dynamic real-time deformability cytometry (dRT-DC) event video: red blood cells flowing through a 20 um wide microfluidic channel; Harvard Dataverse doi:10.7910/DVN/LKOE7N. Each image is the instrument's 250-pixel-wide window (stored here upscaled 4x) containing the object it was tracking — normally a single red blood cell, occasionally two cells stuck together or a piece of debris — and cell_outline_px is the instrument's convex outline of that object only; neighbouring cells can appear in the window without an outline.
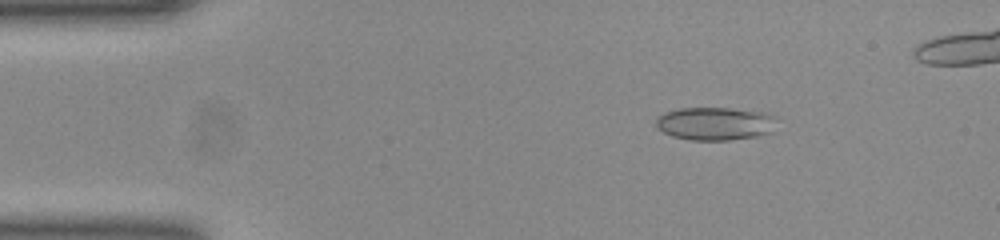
{"species": "common noctule bat (a hibernating species)", "species_latin": "Nyctalus noctula", "temperature_condition": "room temperature", "stored_images_in_passage": 44, "camera_frame_rate_fps": 3000, "um_per_image_px": 0.085, "animal": {"sex": "female", "body_mass_g": 23.0, "forearm_length_mm": 53.4}, "frame": {"image": 1, "passage_image": 3, "time_ms": 0.667, "image_size_px": [1000, 240], "cell_outline_px": [[776, 132], [756, 136], [728, 140], [692, 140], [672, 136], [656, 128], [656, 116], [664, 112], [680, 108], [732, 108], [768, 112], [776, 116]], "centroid_in_image_um": [60.84, 10.5], "position_along_channel_um": 24.2, "area_um2": 23.81}}
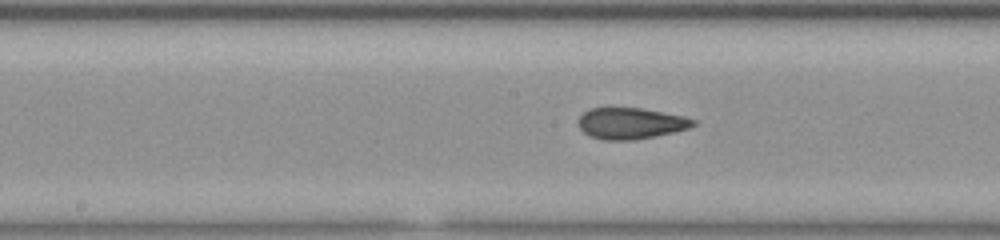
{"frame": {"image": 2, "passage_image": 21, "time_ms": 6.667, "image_size_px": [1000, 240], "cell_outline_px": [[696, 124], [688, 128], [672, 132], [632, 140], [600, 140], [588, 136], [580, 128], [580, 116], [588, 108], [644, 108], [684, 116], [696, 120]], "centroid_in_image_um": [53.6, 10.48], "position_along_channel_um": 194.6, "area_um2": 20.81}}
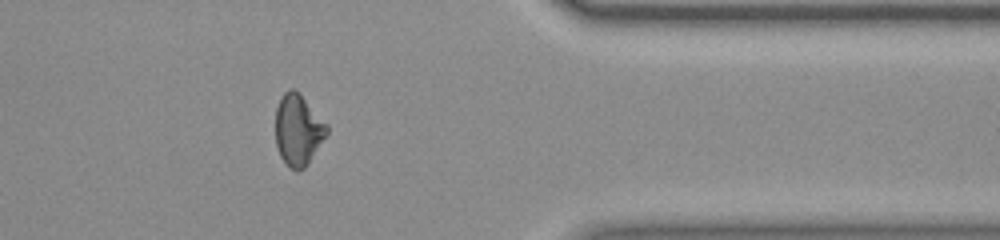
{"frame": {"image": 3, "passage_image": 37, "time_ms": 12.0, "image_size_px": [1000, 240], "cell_outline_px": [[328, 132], [308, 164], [300, 172], [296, 172], [280, 156], [276, 144], [276, 108], [284, 92], [288, 88], [296, 88], [300, 92], [328, 124]], "centroid_in_image_um": [25.35, 11.01], "position_along_channel_um": 386.0, "area_um2": 21.44}, "authors_computed_cell_mechanics": {"area_um2": 21.2415, "velocity_mm_per_s": 3.9387, "shape_relaxation_time_tau1_ms": null, "shape_relaxation_time_tau2_ms": 1.5894, "deformation_change_tau1": null, "deformation_change_tau2": 0.0618}}